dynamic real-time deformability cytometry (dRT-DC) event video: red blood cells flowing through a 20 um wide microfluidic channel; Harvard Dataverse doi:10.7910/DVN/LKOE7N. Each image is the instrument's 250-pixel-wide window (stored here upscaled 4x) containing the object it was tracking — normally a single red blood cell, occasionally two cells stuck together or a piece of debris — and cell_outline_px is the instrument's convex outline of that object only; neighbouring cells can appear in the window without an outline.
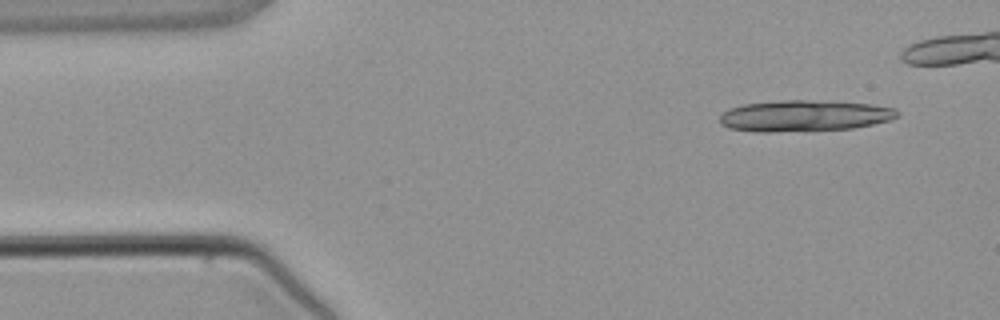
{"species": "common noctule bat (a hibernating species)", "species_latin": "Nyctalus noctula", "temperature_condition": "warm", "stored_images_in_passage": 7, "segment_of_instrument_passage": [1, 2], "camera_frame_rate_fps": 3000, "um_per_image_px": 0.085, "animal": {"sex": "male", "body_mass_g": 21.5, "forearm_length_mm": 52.0}, "frame": {"image": 1, "passage_image": 1, "time_ms": 0.0, "image_size_px": [1000, 320], "cell_outline_px": [[900, 112], [892, 120], [852, 128], [772, 132], [756, 132], [728, 128], [720, 124], [720, 116], [728, 108], [744, 104], [784, 100], [804, 100], [872, 104], [896, 108]], "centroid_in_image_um": [68.35, 9.84], "position_along_channel_um": 16.7, "area_um2": 32.19}}